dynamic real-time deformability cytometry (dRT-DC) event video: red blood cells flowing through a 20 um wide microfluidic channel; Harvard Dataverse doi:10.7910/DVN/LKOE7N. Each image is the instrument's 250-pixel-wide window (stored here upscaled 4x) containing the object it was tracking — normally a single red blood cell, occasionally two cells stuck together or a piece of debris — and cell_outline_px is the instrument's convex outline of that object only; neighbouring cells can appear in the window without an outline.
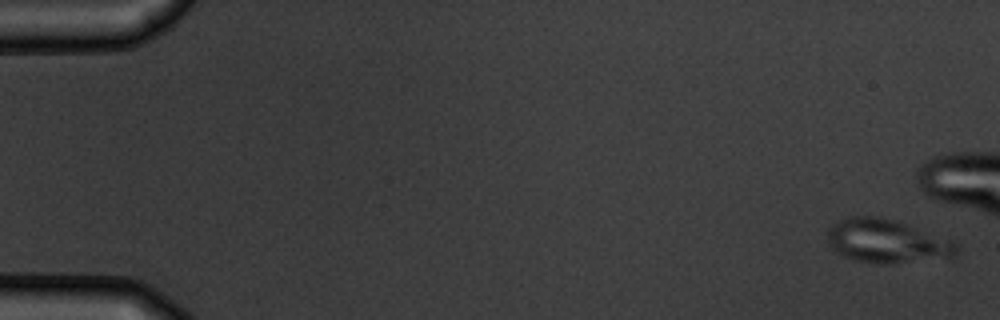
{"species": "common noctule bat (a hibernating species)", "species_latin": "Nyctalus noctula", "temperature_condition": "warm", "stored_images_in_passage": 8, "camera_frame_rate_fps": 3000, "um_per_image_px": 0.085, "animal": {"sex": "male", "body_mass_g": 19.5, "forearm_length_mm": 54.6}, "frame": {"image": 1, "passage_image": 1, "time_ms": 0.0, "image_size_px": [1000, 320], "cell_outline_px": [[960, 248], [956, 256], [888, 264], [876, 264], [856, 260], [844, 256], [836, 252], [832, 248], [828, 240], [828, 228], [832, 224], [848, 216], [876, 216], [896, 220], [952, 240], [960, 244]], "centroid_in_image_um": [75.4, 20.49], "position_along_channel_um": 9.6, "area_um2": 32.89}}